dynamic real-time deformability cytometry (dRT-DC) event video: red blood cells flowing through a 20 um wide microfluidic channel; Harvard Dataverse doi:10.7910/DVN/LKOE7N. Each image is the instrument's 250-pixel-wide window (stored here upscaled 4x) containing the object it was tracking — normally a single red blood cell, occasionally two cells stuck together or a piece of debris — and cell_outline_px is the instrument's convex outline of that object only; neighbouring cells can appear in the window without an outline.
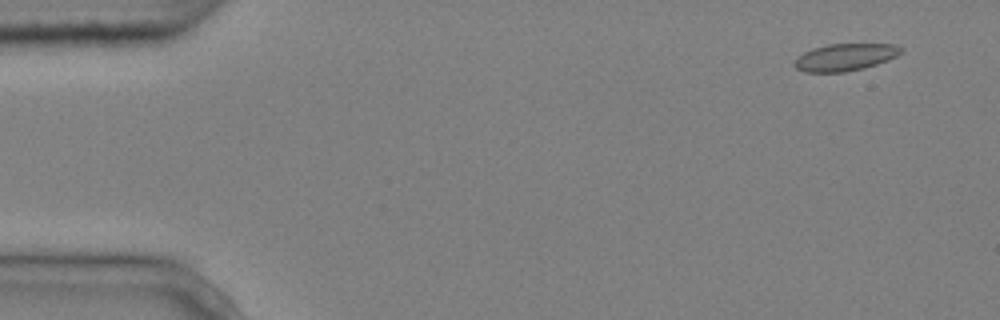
{"species": "common noctule bat (a hibernating species)", "species_latin": "Nyctalus noctula", "temperature_condition": "cold", "stored_images_in_passage": 5, "camera_frame_rate_fps": 3000, "um_per_image_px": 0.085, "animal": {"sex": "male", "body_mass_g": 20.4}, "frame": {"image": 1, "passage_image": 1, "time_ms": 0.0, "image_size_px": [1000, 320], "cell_outline_px": [[904, 48], [896, 56], [888, 60], [864, 68], [844, 72], [804, 72], [796, 68], [792, 64], [804, 52], [812, 48], [828, 44], [896, 44]], "centroid_in_image_um": [71.83, 4.86], "position_along_channel_um": 13.2, "area_um2": 16.82}}